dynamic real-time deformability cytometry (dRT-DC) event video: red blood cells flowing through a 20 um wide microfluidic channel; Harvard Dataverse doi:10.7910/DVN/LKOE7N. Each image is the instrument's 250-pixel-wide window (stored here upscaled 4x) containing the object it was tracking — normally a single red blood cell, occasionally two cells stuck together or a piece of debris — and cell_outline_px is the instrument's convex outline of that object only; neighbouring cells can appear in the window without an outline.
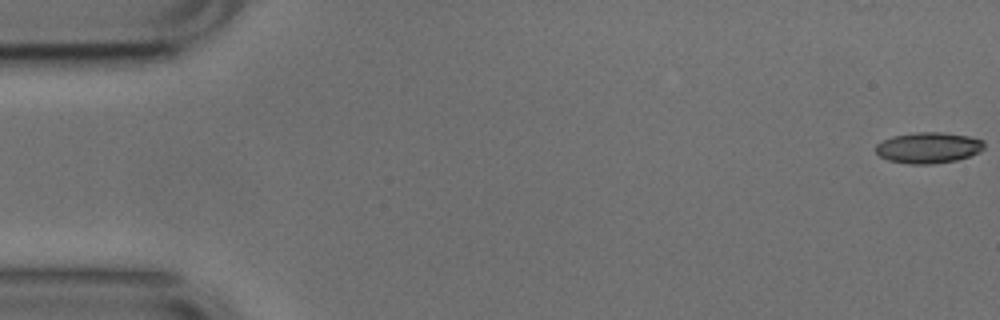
{"species": "common noctule bat (a hibernating species)", "species_latin": "Nyctalus noctula", "temperature_condition": "cold", "stored_images_in_passage": 11, "camera_frame_rate_fps": 3000, "um_per_image_px": 0.085, "animal": {"sex": "male", "body_mass_g": 17.9, "forearm_length_mm": 54.2}, "frame": {"image": 1, "passage_image": 1, "time_ms": 0.0, "image_size_px": [1000, 320], "cell_outline_px": [[984, 148], [980, 152], [956, 160], [932, 164], [908, 164], [888, 160], [880, 156], [876, 152], [876, 144], [892, 136], [916, 132], [940, 132], [968, 136], [984, 140]], "centroid_in_image_um": [78.91, 12.55], "position_along_channel_um": 6.1, "area_um2": 19.54}}